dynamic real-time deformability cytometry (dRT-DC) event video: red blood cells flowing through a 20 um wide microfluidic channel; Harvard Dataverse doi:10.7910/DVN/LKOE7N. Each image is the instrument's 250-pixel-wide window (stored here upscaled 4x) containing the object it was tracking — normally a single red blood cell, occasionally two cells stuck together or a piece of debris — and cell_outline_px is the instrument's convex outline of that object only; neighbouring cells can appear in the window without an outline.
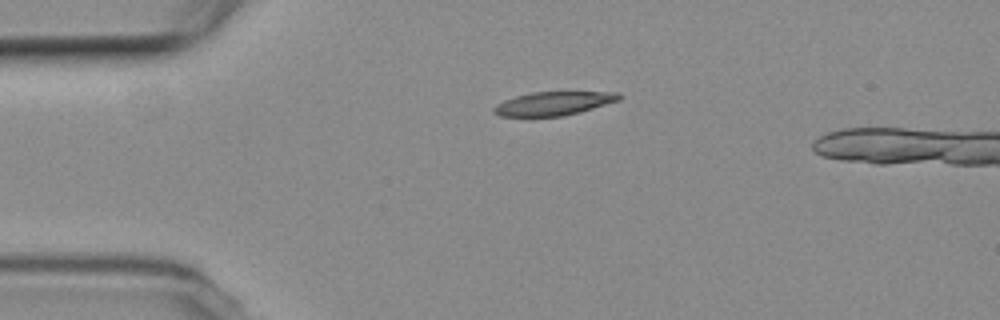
{"species": "common noctule bat (a hibernating species)", "species_latin": "Nyctalus noctula", "temperature_condition": "room temperature", "stored_images_in_passage": 31, "camera_frame_rate_fps": 3000, "um_per_image_px": 0.085, "animal": {"sex": "female", "body_mass_g": 19.3, "forearm_length_mm": 54.1}, "frame": {"image": 1, "passage_image": 1, "time_ms": 0.0, "image_size_px": [1000, 320], "cell_outline_px": [[624, 96], [620, 100], [580, 112], [560, 116], [500, 116], [492, 112], [492, 108], [496, 104], [504, 100], [516, 96], [532, 92], [620, 92]], "centroid_in_image_um": [47.07, 8.79], "position_along_channel_um": 37.9, "area_um2": 17.28}}
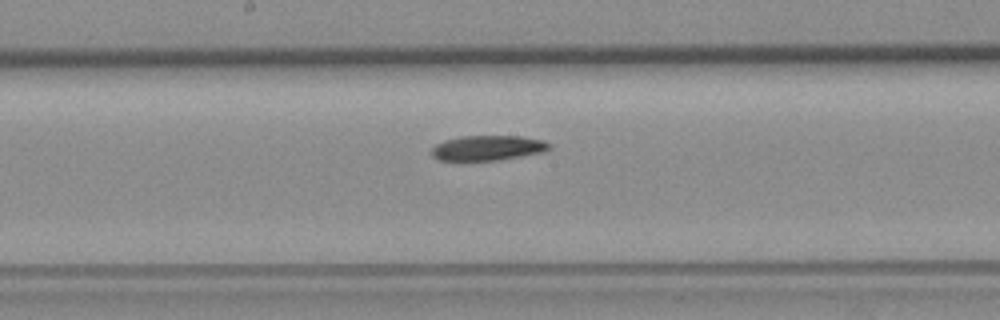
{"frame": {"image": 2, "passage_image": 17, "time_ms": 5.333, "image_size_px": [1000, 320], "cell_outline_px": [[552, 148], [544, 152], [496, 160], [440, 160], [432, 156], [432, 148], [436, 144], [444, 140], [460, 136], [520, 136], [544, 140], [552, 144]], "centroid_in_image_um": [41.49, 12.56], "position_along_channel_um": 206.7, "area_um2": 17.17}}
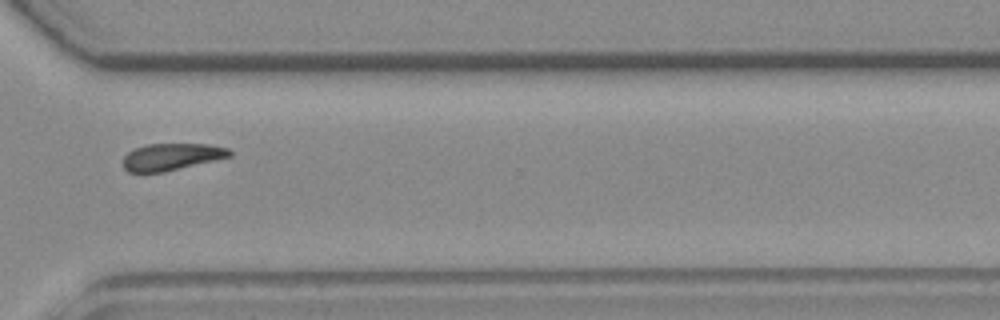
{"frame": {"image": 3, "passage_image": 29, "time_ms": 9.333, "image_size_px": [1000, 320], "cell_outline_px": [[232, 156], [164, 172], [128, 172], [124, 168], [124, 156], [128, 152], [136, 148], [148, 144], [208, 144], [228, 148], [232, 152]], "centroid_in_image_um": [14.6, 13.32], "position_along_channel_um": 356.0, "area_um2": 16.59}, "authors_computed_cell_mechanics": {"area_um2": 17.8024, "velocity_mm_per_s": 3.7351, "shape_relaxation_time_tau1_ms": 10.1275, "shape_relaxation_time_tau2_ms": null, "deformation_change_tau1": 0.1845, "deformation_change_tau2": null}}